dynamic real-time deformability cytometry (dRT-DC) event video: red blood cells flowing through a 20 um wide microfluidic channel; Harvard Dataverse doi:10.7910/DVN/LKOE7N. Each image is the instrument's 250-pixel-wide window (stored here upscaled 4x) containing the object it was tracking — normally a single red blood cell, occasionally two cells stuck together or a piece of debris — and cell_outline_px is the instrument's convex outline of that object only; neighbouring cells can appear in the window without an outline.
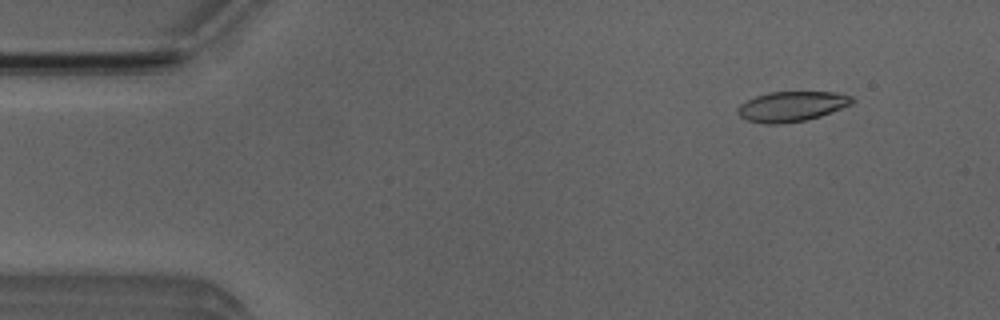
{"species": "Egyptian fruit bat (a non-hibernating species)", "species_latin": "Rousettus aegyptiacus", "temperature_condition": "room temperature", "stored_images_in_passage": 11, "camera_frame_rate_fps": 3000, "um_per_image_px": 0.085, "animal": {"sex": "male"}, "frame": {"image": 1, "passage_image": 5, "time_ms": 1.333, "image_size_px": [1000, 320], "cell_outline_px": [[856, 100], [852, 104], [820, 116], [804, 120], [780, 124], [764, 124], [748, 120], [740, 116], [736, 112], [736, 108], [740, 104], [756, 96], [768, 92], [836, 92], [852, 96]], "centroid_in_image_um": [67.29, 9.04], "position_along_channel_um": 17.7, "area_um2": 20.06}}